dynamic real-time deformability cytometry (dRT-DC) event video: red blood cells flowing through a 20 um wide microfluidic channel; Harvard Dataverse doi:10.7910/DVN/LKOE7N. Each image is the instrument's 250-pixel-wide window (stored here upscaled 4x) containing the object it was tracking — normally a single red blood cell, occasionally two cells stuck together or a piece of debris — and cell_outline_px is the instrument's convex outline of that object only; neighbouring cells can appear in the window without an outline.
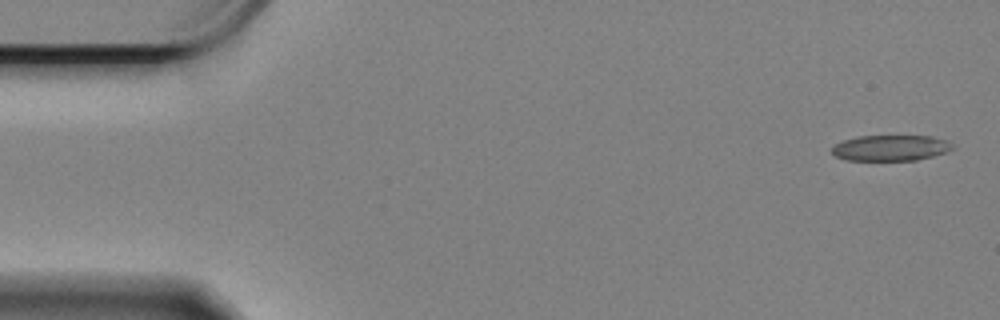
{"species": "Egyptian fruit bat (a non-hibernating species)", "species_latin": "Rousettus aegyptiacus", "temperature_condition": "cold", "stored_images_in_passage": 56, "camera_frame_rate_fps": 3000, "um_per_image_px": 0.085, "animal": {"sex": "female"}, "frame": {"image": 1, "passage_image": 1, "time_ms": 0.0, "image_size_px": [1000, 320], "cell_outline_px": [[952, 148], [948, 152], [916, 160], [844, 160], [836, 156], [832, 152], [832, 148], [836, 144], [844, 140], [860, 136], [932, 136], [944, 140], [952, 144]], "centroid_in_image_um": [75.7, 12.58], "position_along_channel_um": 9.3, "area_um2": 17.92}}
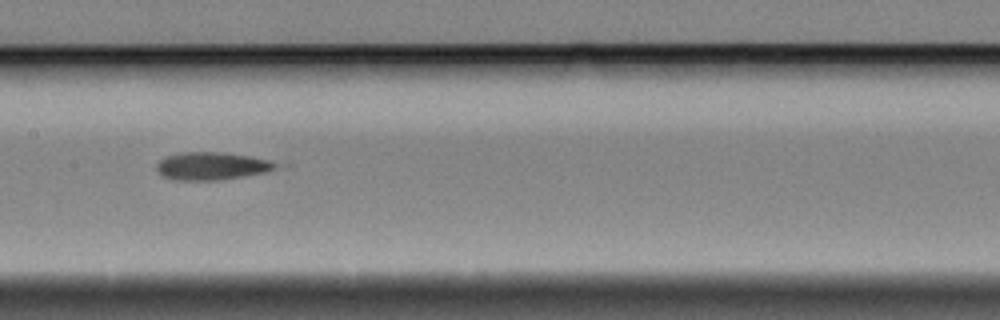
{"frame": {"image": 2, "passage_image": 28, "time_ms": 9.0, "image_size_px": [1000, 320], "cell_outline_px": [[276, 168], [268, 172], [220, 180], [176, 180], [164, 176], [156, 168], [156, 164], [164, 156], [184, 152], [224, 152], [248, 156], [268, 160], [276, 164]], "centroid_in_image_um": [17.97, 14.11], "position_along_channel_um": 189.4, "area_um2": 19.13}}
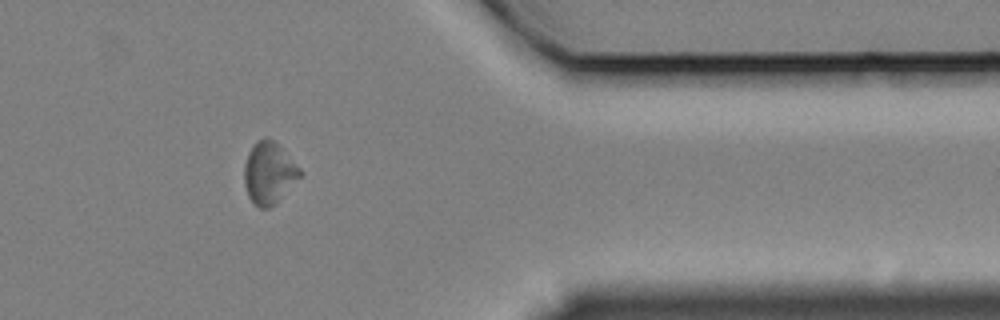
{"frame": {"image": 3, "passage_image": 48, "time_ms": 15.667, "image_size_px": [1000, 320], "cell_outline_px": [[304, 176], [268, 208], [260, 208], [248, 196], [244, 184], [244, 164], [248, 152], [260, 140], [272, 140], [284, 148], [304, 172]], "centroid_in_image_um": [22.91, 14.7], "position_along_channel_um": 388.5, "area_um2": 20.0}}